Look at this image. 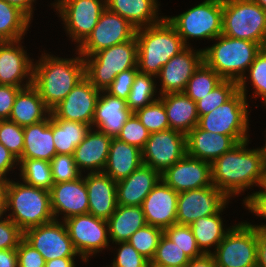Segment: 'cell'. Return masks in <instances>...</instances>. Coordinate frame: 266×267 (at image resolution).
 <instances>
[{
    "label": "cell",
    "instance_id": "3",
    "mask_svg": "<svg viewBox=\"0 0 266 267\" xmlns=\"http://www.w3.org/2000/svg\"><path fill=\"white\" fill-rule=\"evenodd\" d=\"M139 72L157 76L162 67L186 48L176 29L164 18L158 24L136 29Z\"/></svg>",
    "mask_w": 266,
    "mask_h": 267
},
{
    "label": "cell",
    "instance_id": "5",
    "mask_svg": "<svg viewBox=\"0 0 266 267\" xmlns=\"http://www.w3.org/2000/svg\"><path fill=\"white\" fill-rule=\"evenodd\" d=\"M213 40L217 42L203 49V62L224 80L239 83L262 47L258 43L223 34Z\"/></svg>",
    "mask_w": 266,
    "mask_h": 267
},
{
    "label": "cell",
    "instance_id": "60",
    "mask_svg": "<svg viewBox=\"0 0 266 267\" xmlns=\"http://www.w3.org/2000/svg\"><path fill=\"white\" fill-rule=\"evenodd\" d=\"M76 257L56 258L46 262L45 267H75Z\"/></svg>",
    "mask_w": 266,
    "mask_h": 267
},
{
    "label": "cell",
    "instance_id": "42",
    "mask_svg": "<svg viewBox=\"0 0 266 267\" xmlns=\"http://www.w3.org/2000/svg\"><path fill=\"white\" fill-rule=\"evenodd\" d=\"M189 262L190 258L184 251L163 234L149 264L165 267H186Z\"/></svg>",
    "mask_w": 266,
    "mask_h": 267
},
{
    "label": "cell",
    "instance_id": "24",
    "mask_svg": "<svg viewBox=\"0 0 266 267\" xmlns=\"http://www.w3.org/2000/svg\"><path fill=\"white\" fill-rule=\"evenodd\" d=\"M132 113L127 107L126 100L101 91L96 102L92 128L117 138Z\"/></svg>",
    "mask_w": 266,
    "mask_h": 267
},
{
    "label": "cell",
    "instance_id": "33",
    "mask_svg": "<svg viewBox=\"0 0 266 267\" xmlns=\"http://www.w3.org/2000/svg\"><path fill=\"white\" fill-rule=\"evenodd\" d=\"M107 223L112 244L127 242L131 235L147 224L141 206L123 205L117 206Z\"/></svg>",
    "mask_w": 266,
    "mask_h": 267
},
{
    "label": "cell",
    "instance_id": "1",
    "mask_svg": "<svg viewBox=\"0 0 266 267\" xmlns=\"http://www.w3.org/2000/svg\"><path fill=\"white\" fill-rule=\"evenodd\" d=\"M249 143V139L238 143L211 163L212 184L230 199L254 185L266 184L263 150L248 149Z\"/></svg>",
    "mask_w": 266,
    "mask_h": 267
},
{
    "label": "cell",
    "instance_id": "6",
    "mask_svg": "<svg viewBox=\"0 0 266 267\" xmlns=\"http://www.w3.org/2000/svg\"><path fill=\"white\" fill-rule=\"evenodd\" d=\"M138 43L132 40L102 49L86 56L85 76L100 91H106L115 77L124 70L137 66Z\"/></svg>",
    "mask_w": 266,
    "mask_h": 267
},
{
    "label": "cell",
    "instance_id": "64",
    "mask_svg": "<svg viewBox=\"0 0 266 267\" xmlns=\"http://www.w3.org/2000/svg\"><path fill=\"white\" fill-rule=\"evenodd\" d=\"M261 148H262V150H263L264 160H265V163H266V140H265V144H264V146H263V147L261 146Z\"/></svg>",
    "mask_w": 266,
    "mask_h": 267
},
{
    "label": "cell",
    "instance_id": "41",
    "mask_svg": "<svg viewBox=\"0 0 266 267\" xmlns=\"http://www.w3.org/2000/svg\"><path fill=\"white\" fill-rule=\"evenodd\" d=\"M163 234L164 230L146 224L131 235L127 242L130 243L144 258L151 262Z\"/></svg>",
    "mask_w": 266,
    "mask_h": 267
},
{
    "label": "cell",
    "instance_id": "44",
    "mask_svg": "<svg viewBox=\"0 0 266 267\" xmlns=\"http://www.w3.org/2000/svg\"><path fill=\"white\" fill-rule=\"evenodd\" d=\"M134 114L150 133L170 128L164 104L160 99L136 110Z\"/></svg>",
    "mask_w": 266,
    "mask_h": 267
},
{
    "label": "cell",
    "instance_id": "27",
    "mask_svg": "<svg viewBox=\"0 0 266 267\" xmlns=\"http://www.w3.org/2000/svg\"><path fill=\"white\" fill-rule=\"evenodd\" d=\"M237 144L231 136L208 132L198 125L186 135L187 155L210 163Z\"/></svg>",
    "mask_w": 266,
    "mask_h": 267
},
{
    "label": "cell",
    "instance_id": "47",
    "mask_svg": "<svg viewBox=\"0 0 266 267\" xmlns=\"http://www.w3.org/2000/svg\"><path fill=\"white\" fill-rule=\"evenodd\" d=\"M50 164L54 183L70 182L83 175L75 164L73 155L57 154Z\"/></svg>",
    "mask_w": 266,
    "mask_h": 267
},
{
    "label": "cell",
    "instance_id": "13",
    "mask_svg": "<svg viewBox=\"0 0 266 267\" xmlns=\"http://www.w3.org/2000/svg\"><path fill=\"white\" fill-rule=\"evenodd\" d=\"M136 28L125 18L107 7L89 36L75 50L85 58L94 53L135 37Z\"/></svg>",
    "mask_w": 266,
    "mask_h": 267
},
{
    "label": "cell",
    "instance_id": "54",
    "mask_svg": "<svg viewBox=\"0 0 266 267\" xmlns=\"http://www.w3.org/2000/svg\"><path fill=\"white\" fill-rule=\"evenodd\" d=\"M22 88L0 84V120L9 119L16 95Z\"/></svg>",
    "mask_w": 266,
    "mask_h": 267
},
{
    "label": "cell",
    "instance_id": "36",
    "mask_svg": "<svg viewBox=\"0 0 266 267\" xmlns=\"http://www.w3.org/2000/svg\"><path fill=\"white\" fill-rule=\"evenodd\" d=\"M31 22L18 7L0 0V42L23 40Z\"/></svg>",
    "mask_w": 266,
    "mask_h": 267
},
{
    "label": "cell",
    "instance_id": "14",
    "mask_svg": "<svg viewBox=\"0 0 266 267\" xmlns=\"http://www.w3.org/2000/svg\"><path fill=\"white\" fill-rule=\"evenodd\" d=\"M23 239L39 251L46 262L56 258L80 257L69 237L64 221L61 220L54 219L28 228L23 232Z\"/></svg>",
    "mask_w": 266,
    "mask_h": 267
},
{
    "label": "cell",
    "instance_id": "35",
    "mask_svg": "<svg viewBox=\"0 0 266 267\" xmlns=\"http://www.w3.org/2000/svg\"><path fill=\"white\" fill-rule=\"evenodd\" d=\"M91 128L82 122L53 119V142L57 154L73 155Z\"/></svg>",
    "mask_w": 266,
    "mask_h": 267
},
{
    "label": "cell",
    "instance_id": "8",
    "mask_svg": "<svg viewBox=\"0 0 266 267\" xmlns=\"http://www.w3.org/2000/svg\"><path fill=\"white\" fill-rule=\"evenodd\" d=\"M176 29L184 45L189 39H215L222 34L223 0H204L177 16H165Z\"/></svg>",
    "mask_w": 266,
    "mask_h": 267
},
{
    "label": "cell",
    "instance_id": "45",
    "mask_svg": "<svg viewBox=\"0 0 266 267\" xmlns=\"http://www.w3.org/2000/svg\"><path fill=\"white\" fill-rule=\"evenodd\" d=\"M164 235L177 244L190 259L204 254L199 249L189 225L173 224L164 230Z\"/></svg>",
    "mask_w": 266,
    "mask_h": 267
},
{
    "label": "cell",
    "instance_id": "12",
    "mask_svg": "<svg viewBox=\"0 0 266 267\" xmlns=\"http://www.w3.org/2000/svg\"><path fill=\"white\" fill-rule=\"evenodd\" d=\"M69 237L73 242L80 260L85 263L89 257L109 248L110 238L107 220L91 214L72 216L64 220Z\"/></svg>",
    "mask_w": 266,
    "mask_h": 267
},
{
    "label": "cell",
    "instance_id": "39",
    "mask_svg": "<svg viewBox=\"0 0 266 267\" xmlns=\"http://www.w3.org/2000/svg\"><path fill=\"white\" fill-rule=\"evenodd\" d=\"M224 79L204 62L188 81L184 93L194 102L208 95Z\"/></svg>",
    "mask_w": 266,
    "mask_h": 267
},
{
    "label": "cell",
    "instance_id": "65",
    "mask_svg": "<svg viewBox=\"0 0 266 267\" xmlns=\"http://www.w3.org/2000/svg\"><path fill=\"white\" fill-rule=\"evenodd\" d=\"M148 267H165V266H160V265H155V264H149Z\"/></svg>",
    "mask_w": 266,
    "mask_h": 267
},
{
    "label": "cell",
    "instance_id": "55",
    "mask_svg": "<svg viewBox=\"0 0 266 267\" xmlns=\"http://www.w3.org/2000/svg\"><path fill=\"white\" fill-rule=\"evenodd\" d=\"M18 159L2 144L0 143V176L9 180L6 176L10 171L18 168Z\"/></svg>",
    "mask_w": 266,
    "mask_h": 267
},
{
    "label": "cell",
    "instance_id": "50",
    "mask_svg": "<svg viewBox=\"0 0 266 267\" xmlns=\"http://www.w3.org/2000/svg\"><path fill=\"white\" fill-rule=\"evenodd\" d=\"M242 204L245 205V208L249 210V212L255 214V216L266 219V184L260 186L259 191L247 195L246 198L244 197ZM247 223L258 230L266 231L265 223H261L262 225Z\"/></svg>",
    "mask_w": 266,
    "mask_h": 267
},
{
    "label": "cell",
    "instance_id": "7",
    "mask_svg": "<svg viewBox=\"0 0 266 267\" xmlns=\"http://www.w3.org/2000/svg\"><path fill=\"white\" fill-rule=\"evenodd\" d=\"M222 34L266 48V10L254 0H223Z\"/></svg>",
    "mask_w": 266,
    "mask_h": 267
},
{
    "label": "cell",
    "instance_id": "38",
    "mask_svg": "<svg viewBox=\"0 0 266 267\" xmlns=\"http://www.w3.org/2000/svg\"><path fill=\"white\" fill-rule=\"evenodd\" d=\"M155 81V76L137 72L128 99L126 100L127 107L133 113L160 98L159 95L158 97L156 95L158 91L156 90L157 83Z\"/></svg>",
    "mask_w": 266,
    "mask_h": 267
},
{
    "label": "cell",
    "instance_id": "52",
    "mask_svg": "<svg viewBox=\"0 0 266 267\" xmlns=\"http://www.w3.org/2000/svg\"><path fill=\"white\" fill-rule=\"evenodd\" d=\"M23 239V231L8 217L0 220V250L16 249Z\"/></svg>",
    "mask_w": 266,
    "mask_h": 267
},
{
    "label": "cell",
    "instance_id": "31",
    "mask_svg": "<svg viewBox=\"0 0 266 267\" xmlns=\"http://www.w3.org/2000/svg\"><path fill=\"white\" fill-rule=\"evenodd\" d=\"M158 3V0H106V7L139 29L158 24L165 18L159 16Z\"/></svg>",
    "mask_w": 266,
    "mask_h": 267
},
{
    "label": "cell",
    "instance_id": "25",
    "mask_svg": "<svg viewBox=\"0 0 266 267\" xmlns=\"http://www.w3.org/2000/svg\"><path fill=\"white\" fill-rule=\"evenodd\" d=\"M161 180V173L142 164L128 177L117 181V204L141 206L144 199Z\"/></svg>",
    "mask_w": 266,
    "mask_h": 267
},
{
    "label": "cell",
    "instance_id": "43",
    "mask_svg": "<svg viewBox=\"0 0 266 267\" xmlns=\"http://www.w3.org/2000/svg\"><path fill=\"white\" fill-rule=\"evenodd\" d=\"M238 91V83L223 80L208 95L196 102L198 117L208 114L218 106L227 102Z\"/></svg>",
    "mask_w": 266,
    "mask_h": 267
},
{
    "label": "cell",
    "instance_id": "16",
    "mask_svg": "<svg viewBox=\"0 0 266 267\" xmlns=\"http://www.w3.org/2000/svg\"><path fill=\"white\" fill-rule=\"evenodd\" d=\"M186 154V135L169 128L150 133L142 149V161L143 164L163 173Z\"/></svg>",
    "mask_w": 266,
    "mask_h": 267
},
{
    "label": "cell",
    "instance_id": "10",
    "mask_svg": "<svg viewBox=\"0 0 266 267\" xmlns=\"http://www.w3.org/2000/svg\"><path fill=\"white\" fill-rule=\"evenodd\" d=\"M211 254L217 267H257V228L234 224Z\"/></svg>",
    "mask_w": 266,
    "mask_h": 267
},
{
    "label": "cell",
    "instance_id": "29",
    "mask_svg": "<svg viewBox=\"0 0 266 267\" xmlns=\"http://www.w3.org/2000/svg\"><path fill=\"white\" fill-rule=\"evenodd\" d=\"M142 164V150L140 148L118 138H112L103 172L117 182L128 177Z\"/></svg>",
    "mask_w": 266,
    "mask_h": 267
},
{
    "label": "cell",
    "instance_id": "21",
    "mask_svg": "<svg viewBox=\"0 0 266 267\" xmlns=\"http://www.w3.org/2000/svg\"><path fill=\"white\" fill-rule=\"evenodd\" d=\"M51 211L55 220L88 214V192L85 176L70 182L54 183L50 190ZM63 214V215H62ZM59 215L61 219H59Z\"/></svg>",
    "mask_w": 266,
    "mask_h": 267
},
{
    "label": "cell",
    "instance_id": "19",
    "mask_svg": "<svg viewBox=\"0 0 266 267\" xmlns=\"http://www.w3.org/2000/svg\"><path fill=\"white\" fill-rule=\"evenodd\" d=\"M186 47L178 55L173 56L160 70L161 88L158 95L184 92L188 81L203 63V49L194 50Z\"/></svg>",
    "mask_w": 266,
    "mask_h": 267
},
{
    "label": "cell",
    "instance_id": "57",
    "mask_svg": "<svg viewBox=\"0 0 266 267\" xmlns=\"http://www.w3.org/2000/svg\"><path fill=\"white\" fill-rule=\"evenodd\" d=\"M0 267H18L16 249L0 250Z\"/></svg>",
    "mask_w": 266,
    "mask_h": 267
},
{
    "label": "cell",
    "instance_id": "26",
    "mask_svg": "<svg viewBox=\"0 0 266 267\" xmlns=\"http://www.w3.org/2000/svg\"><path fill=\"white\" fill-rule=\"evenodd\" d=\"M112 137L91 128L86 137L74 150V160L79 171L83 173L103 172L105 169Z\"/></svg>",
    "mask_w": 266,
    "mask_h": 267
},
{
    "label": "cell",
    "instance_id": "61",
    "mask_svg": "<svg viewBox=\"0 0 266 267\" xmlns=\"http://www.w3.org/2000/svg\"><path fill=\"white\" fill-rule=\"evenodd\" d=\"M7 207H6V192L4 191L0 195V220L4 219L3 217L7 216ZM4 215V216H3Z\"/></svg>",
    "mask_w": 266,
    "mask_h": 267
},
{
    "label": "cell",
    "instance_id": "58",
    "mask_svg": "<svg viewBox=\"0 0 266 267\" xmlns=\"http://www.w3.org/2000/svg\"><path fill=\"white\" fill-rule=\"evenodd\" d=\"M186 267H217L213 255L203 254L197 258L190 259Z\"/></svg>",
    "mask_w": 266,
    "mask_h": 267
},
{
    "label": "cell",
    "instance_id": "15",
    "mask_svg": "<svg viewBox=\"0 0 266 267\" xmlns=\"http://www.w3.org/2000/svg\"><path fill=\"white\" fill-rule=\"evenodd\" d=\"M230 198L213 184L178 194L176 224L190 225L197 219L225 209Z\"/></svg>",
    "mask_w": 266,
    "mask_h": 267
},
{
    "label": "cell",
    "instance_id": "22",
    "mask_svg": "<svg viewBox=\"0 0 266 267\" xmlns=\"http://www.w3.org/2000/svg\"><path fill=\"white\" fill-rule=\"evenodd\" d=\"M178 194L161 179L142 202L146 223L162 230L176 224Z\"/></svg>",
    "mask_w": 266,
    "mask_h": 267
},
{
    "label": "cell",
    "instance_id": "28",
    "mask_svg": "<svg viewBox=\"0 0 266 267\" xmlns=\"http://www.w3.org/2000/svg\"><path fill=\"white\" fill-rule=\"evenodd\" d=\"M24 148L21 158L51 161L57 155L53 142V119L50 116L33 125L23 127Z\"/></svg>",
    "mask_w": 266,
    "mask_h": 267
},
{
    "label": "cell",
    "instance_id": "18",
    "mask_svg": "<svg viewBox=\"0 0 266 267\" xmlns=\"http://www.w3.org/2000/svg\"><path fill=\"white\" fill-rule=\"evenodd\" d=\"M21 42V40L0 42V84L23 89L33 85L35 62L27 55L25 46H22Z\"/></svg>",
    "mask_w": 266,
    "mask_h": 267
},
{
    "label": "cell",
    "instance_id": "30",
    "mask_svg": "<svg viewBox=\"0 0 266 267\" xmlns=\"http://www.w3.org/2000/svg\"><path fill=\"white\" fill-rule=\"evenodd\" d=\"M165 107L170 129L187 135L198 125L196 102L184 92L167 93L159 98Z\"/></svg>",
    "mask_w": 266,
    "mask_h": 267
},
{
    "label": "cell",
    "instance_id": "34",
    "mask_svg": "<svg viewBox=\"0 0 266 267\" xmlns=\"http://www.w3.org/2000/svg\"><path fill=\"white\" fill-rule=\"evenodd\" d=\"M223 210L211 216L201 217L189 225L199 249L204 254L212 253L210 248L214 247L213 250H215L233 227H224L226 225L223 224V218L220 216Z\"/></svg>",
    "mask_w": 266,
    "mask_h": 267
},
{
    "label": "cell",
    "instance_id": "46",
    "mask_svg": "<svg viewBox=\"0 0 266 267\" xmlns=\"http://www.w3.org/2000/svg\"><path fill=\"white\" fill-rule=\"evenodd\" d=\"M0 143L19 160L24 148L23 127L9 119L0 120Z\"/></svg>",
    "mask_w": 266,
    "mask_h": 267
},
{
    "label": "cell",
    "instance_id": "49",
    "mask_svg": "<svg viewBox=\"0 0 266 267\" xmlns=\"http://www.w3.org/2000/svg\"><path fill=\"white\" fill-rule=\"evenodd\" d=\"M114 244L118 245V249L110 267H148L149 261L137 252L130 243Z\"/></svg>",
    "mask_w": 266,
    "mask_h": 267
},
{
    "label": "cell",
    "instance_id": "20",
    "mask_svg": "<svg viewBox=\"0 0 266 267\" xmlns=\"http://www.w3.org/2000/svg\"><path fill=\"white\" fill-rule=\"evenodd\" d=\"M161 179L180 193L212 185L211 163L185 155L161 173Z\"/></svg>",
    "mask_w": 266,
    "mask_h": 267
},
{
    "label": "cell",
    "instance_id": "62",
    "mask_svg": "<svg viewBox=\"0 0 266 267\" xmlns=\"http://www.w3.org/2000/svg\"><path fill=\"white\" fill-rule=\"evenodd\" d=\"M7 181L6 178L0 176V195L5 191Z\"/></svg>",
    "mask_w": 266,
    "mask_h": 267
},
{
    "label": "cell",
    "instance_id": "2",
    "mask_svg": "<svg viewBox=\"0 0 266 267\" xmlns=\"http://www.w3.org/2000/svg\"><path fill=\"white\" fill-rule=\"evenodd\" d=\"M76 52L78 56L74 58H61L45 52L33 65V86L50 110L85 77L84 58Z\"/></svg>",
    "mask_w": 266,
    "mask_h": 267
},
{
    "label": "cell",
    "instance_id": "48",
    "mask_svg": "<svg viewBox=\"0 0 266 267\" xmlns=\"http://www.w3.org/2000/svg\"><path fill=\"white\" fill-rule=\"evenodd\" d=\"M150 137V132L140 122L137 116L132 113L125 122L121 132L117 138L130 145L137 146L141 150L145 147L147 140Z\"/></svg>",
    "mask_w": 266,
    "mask_h": 267
},
{
    "label": "cell",
    "instance_id": "53",
    "mask_svg": "<svg viewBox=\"0 0 266 267\" xmlns=\"http://www.w3.org/2000/svg\"><path fill=\"white\" fill-rule=\"evenodd\" d=\"M16 252L18 267H45L46 261L42 254L24 239L19 242Z\"/></svg>",
    "mask_w": 266,
    "mask_h": 267
},
{
    "label": "cell",
    "instance_id": "59",
    "mask_svg": "<svg viewBox=\"0 0 266 267\" xmlns=\"http://www.w3.org/2000/svg\"><path fill=\"white\" fill-rule=\"evenodd\" d=\"M9 4H12L18 7L21 11H23L31 20H33V5L36 0H5Z\"/></svg>",
    "mask_w": 266,
    "mask_h": 267
},
{
    "label": "cell",
    "instance_id": "11",
    "mask_svg": "<svg viewBox=\"0 0 266 267\" xmlns=\"http://www.w3.org/2000/svg\"><path fill=\"white\" fill-rule=\"evenodd\" d=\"M66 33L78 47L93 31L106 9V0H54Z\"/></svg>",
    "mask_w": 266,
    "mask_h": 267
},
{
    "label": "cell",
    "instance_id": "37",
    "mask_svg": "<svg viewBox=\"0 0 266 267\" xmlns=\"http://www.w3.org/2000/svg\"><path fill=\"white\" fill-rule=\"evenodd\" d=\"M18 162L19 176L23 182L33 187L51 190L54 180L49 161L20 158Z\"/></svg>",
    "mask_w": 266,
    "mask_h": 267
},
{
    "label": "cell",
    "instance_id": "4",
    "mask_svg": "<svg viewBox=\"0 0 266 267\" xmlns=\"http://www.w3.org/2000/svg\"><path fill=\"white\" fill-rule=\"evenodd\" d=\"M6 207L11 219L23 232L54 220L50 191L33 187L25 182L7 181Z\"/></svg>",
    "mask_w": 266,
    "mask_h": 267
},
{
    "label": "cell",
    "instance_id": "32",
    "mask_svg": "<svg viewBox=\"0 0 266 267\" xmlns=\"http://www.w3.org/2000/svg\"><path fill=\"white\" fill-rule=\"evenodd\" d=\"M50 114L51 110L41 99L38 90L31 85L16 95L9 120L25 127L47 119Z\"/></svg>",
    "mask_w": 266,
    "mask_h": 267
},
{
    "label": "cell",
    "instance_id": "23",
    "mask_svg": "<svg viewBox=\"0 0 266 267\" xmlns=\"http://www.w3.org/2000/svg\"><path fill=\"white\" fill-rule=\"evenodd\" d=\"M88 192V213L108 220L117 208V182L104 172L85 175Z\"/></svg>",
    "mask_w": 266,
    "mask_h": 267
},
{
    "label": "cell",
    "instance_id": "66",
    "mask_svg": "<svg viewBox=\"0 0 266 267\" xmlns=\"http://www.w3.org/2000/svg\"><path fill=\"white\" fill-rule=\"evenodd\" d=\"M262 102H263V104H265V106H266V96H264L263 98H262Z\"/></svg>",
    "mask_w": 266,
    "mask_h": 267
},
{
    "label": "cell",
    "instance_id": "56",
    "mask_svg": "<svg viewBox=\"0 0 266 267\" xmlns=\"http://www.w3.org/2000/svg\"><path fill=\"white\" fill-rule=\"evenodd\" d=\"M257 267H266V231L257 229Z\"/></svg>",
    "mask_w": 266,
    "mask_h": 267
},
{
    "label": "cell",
    "instance_id": "51",
    "mask_svg": "<svg viewBox=\"0 0 266 267\" xmlns=\"http://www.w3.org/2000/svg\"><path fill=\"white\" fill-rule=\"evenodd\" d=\"M138 67L124 70L119 73L111 85L107 88L106 92L111 96L127 100L131 91L135 75L138 72Z\"/></svg>",
    "mask_w": 266,
    "mask_h": 267
},
{
    "label": "cell",
    "instance_id": "9",
    "mask_svg": "<svg viewBox=\"0 0 266 267\" xmlns=\"http://www.w3.org/2000/svg\"><path fill=\"white\" fill-rule=\"evenodd\" d=\"M248 101L239 90L224 104L200 116L198 126L208 132L233 137L238 143L249 139Z\"/></svg>",
    "mask_w": 266,
    "mask_h": 267
},
{
    "label": "cell",
    "instance_id": "63",
    "mask_svg": "<svg viewBox=\"0 0 266 267\" xmlns=\"http://www.w3.org/2000/svg\"><path fill=\"white\" fill-rule=\"evenodd\" d=\"M258 3L264 10H266V0H254Z\"/></svg>",
    "mask_w": 266,
    "mask_h": 267
},
{
    "label": "cell",
    "instance_id": "17",
    "mask_svg": "<svg viewBox=\"0 0 266 267\" xmlns=\"http://www.w3.org/2000/svg\"><path fill=\"white\" fill-rule=\"evenodd\" d=\"M100 92L85 76L66 98L51 110V118L77 121L92 126Z\"/></svg>",
    "mask_w": 266,
    "mask_h": 267
},
{
    "label": "cell",
    "instance_id": "40",
    "mask_svg": "<svg viewBox=\"0 0 266 267\" xmlns=\"http://www.w3.org/2000/svg\"><path fill=\"white\" fill-rule=\"evenodd\" d=\"M248 76H243L241 81L238 83V90L243 93L246 100L247 99V86L246 82L250 79L253 87L252 98L261 97V99L266 96V48H262L261 51L256 55L254 62L250 65L248 69Z\"/></svg>",
    "mask_w": 266,
    "mask_h": 267
}]
</instances>
